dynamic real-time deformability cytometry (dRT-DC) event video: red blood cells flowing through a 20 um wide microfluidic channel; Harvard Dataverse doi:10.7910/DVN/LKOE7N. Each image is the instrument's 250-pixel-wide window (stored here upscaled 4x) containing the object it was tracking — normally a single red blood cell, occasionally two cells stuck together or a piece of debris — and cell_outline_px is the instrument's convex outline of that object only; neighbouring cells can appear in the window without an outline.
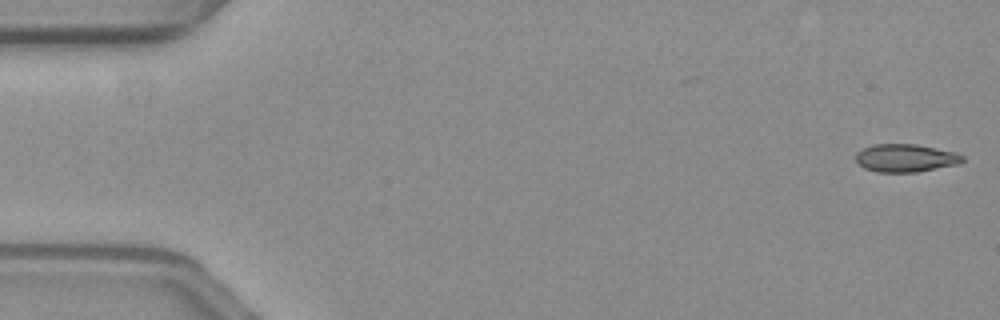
{"species": "common noctule bat (a hibernating species)", "species_latin": "Nyctalus noctula", "temperature_condition": "warm", "stored_images_in_passage": 3, "camera_frame_rate_fps": 3000, "um_per_image_px": 0.085, "animal": {"sex": "female", "body_mass_g": 19.3, "forearm_length_mm": 54.1}, "frame": {"image": 1, "passage_image": 3, "time_ms": 0.667, "image_size_px": [1000, 320], "cell_outline_px": [[964, 160], [960, 164], [916, 172], [876, 172], [864, 168], [856, 160], [856, 152], [872, 144], [916, 144], [956, 152], [964, 156]], "centroid_in_image_um": [76.99, 13.43], "position_along_channel_um": 8.0, "area_um2": 17.46}}